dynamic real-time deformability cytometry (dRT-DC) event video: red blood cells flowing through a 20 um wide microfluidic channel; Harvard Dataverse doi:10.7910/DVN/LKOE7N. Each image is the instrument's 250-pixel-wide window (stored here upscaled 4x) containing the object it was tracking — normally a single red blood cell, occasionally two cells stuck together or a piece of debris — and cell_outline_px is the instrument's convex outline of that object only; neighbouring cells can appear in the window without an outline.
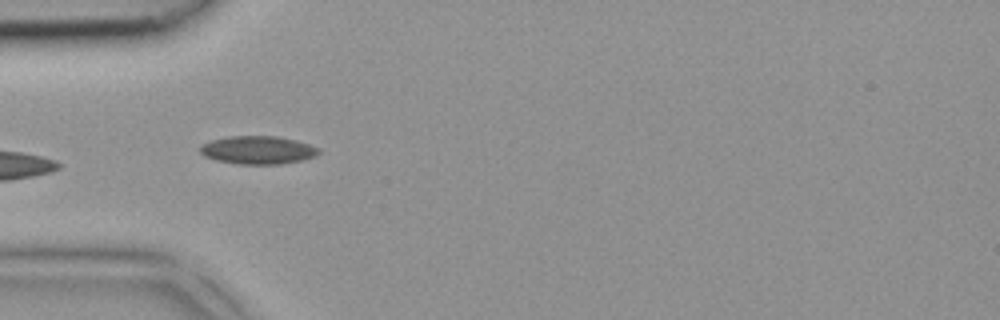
{"species": "common noctule bat (a hibernating species)", "species_latin": "Nyctalus noctula", "temperature_condition": "room temperature", "stored_images_in_passage": 5, "camera_frame_rate_fps": 3000, "um_per_image_px": 0.085, "animal": {"sex": "female", "body_mass_g": 18.4}, "frame": {"image": 1, "passage_image": 3, "time_ms": 0.667, "image_size_px": [1000, 320], "cell_outline_px": [[320, 152], [316, 156], [300, 160], [280, 164], [236, 164], [216, 160], [204, 156], [200, 152], [200, 144], [212, 140], [228, 136], [276, 136], [296, 140], [320, 148]], "centroid_in_image_um": [21.9, 12.75], "position_along_channel_um": 63.1, "area_um2": 19.48}}